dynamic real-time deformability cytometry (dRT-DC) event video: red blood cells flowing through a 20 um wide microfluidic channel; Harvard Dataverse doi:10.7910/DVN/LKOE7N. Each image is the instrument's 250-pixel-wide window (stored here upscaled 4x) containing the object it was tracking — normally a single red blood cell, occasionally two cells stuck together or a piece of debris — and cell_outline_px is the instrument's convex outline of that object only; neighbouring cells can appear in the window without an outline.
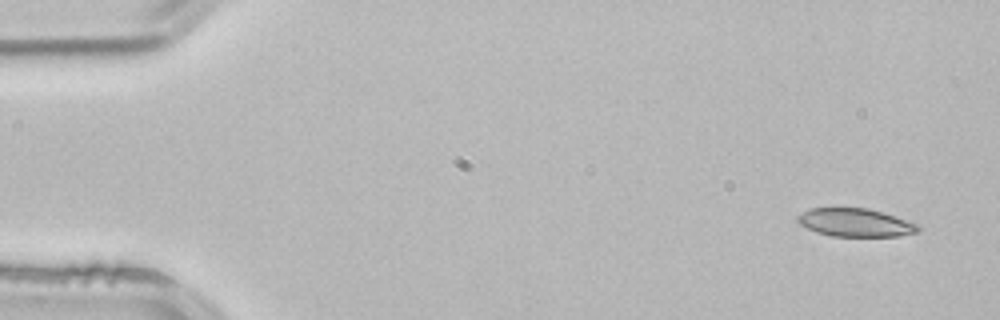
{"species": "common noctule bat (a hibernating species)", "species_latin": "Nyctalus noctula", "temperature_condition": "room temperature", "stored_images_in_passage": 3, "camera_frame_rate_fps": 3000, "um_per_image_px": 0.085, "animal": {"sex": "male", "body_mass_g": 21.5, "forearm_length_mm": 52.0}, "frame": {"image": 1, "passage_image": 1, "time_ms": 0.0, "image_size_px": [1000, 320], "cell_outline_px": [[920, 232], [900, 236], [832, 236], [816, 232], [800, 224], [796, 220], [796, 216], [812, 208], [868, 208], [920, 224]], "centroid_in_image_um": [72.74, 18.93], "position_along_channel_um": 12.3, "area_um2": 19.77}}
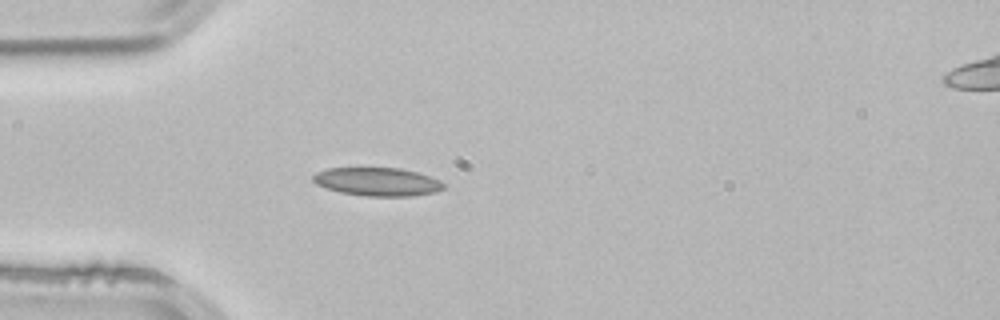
{"frame": {"image": 2, "passage_image": 3, "time_ms": 0.667, "image_size_px": [1000, 320], "cell_outline_px": [[444, 188], [436, 192], [412, 196], [364, 196], [340, 192], [316, 184], [312, 180], [312, 176], [316, 172], [328, 168], [400, 168], [416, 172], [440, 180], [444, 184]], "centroid_in_image_um": [32.07, 15.45], "position_along_channel_um": 52.9, "area_um2": 21.5}}